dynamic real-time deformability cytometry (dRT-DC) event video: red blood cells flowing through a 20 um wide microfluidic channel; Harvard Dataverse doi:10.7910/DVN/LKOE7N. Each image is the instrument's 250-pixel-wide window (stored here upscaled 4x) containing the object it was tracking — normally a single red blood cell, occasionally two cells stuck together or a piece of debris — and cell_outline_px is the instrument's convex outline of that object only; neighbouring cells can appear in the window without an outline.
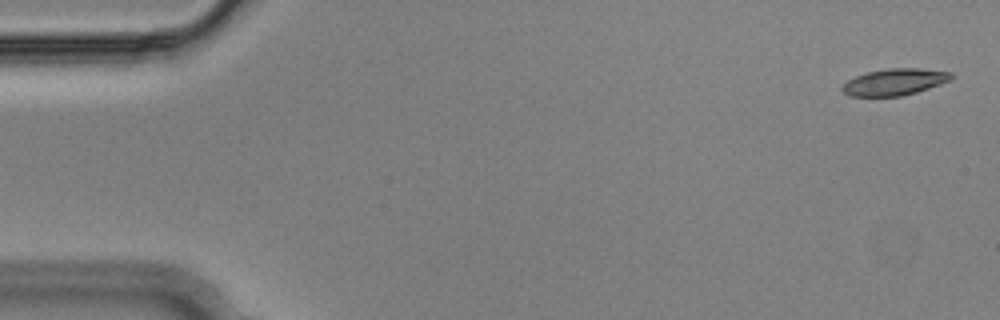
{"species": "Egyptian fruit bat (a non-hibernating species)", "species_latin": "Rousettus aegyptiacus", "temperature_condition": "cold", "stored_images_in_passage": 54, "segment_of_instrument_passage": [1, 2], "camera_frame_rate_fps": 3000, "um_per_image_px": 0.085, "animal": {"sex": "male"}, "frame": {"image": 1, "passage_image": 1, "time_ms": 0.0, "image_size_px": [1000, 320], "cell_outline_px": [[952, 80], [916, 92], [900, 96], [848, 96], [840, 88], [848, 80], [856, 76], [868, 72], [888, 68], [920, 68], [952, 72]], "centroid_in_image_um": [76.05, 6.96], "position_along_channel_um": 9.0, "area_um2": 16.82}}
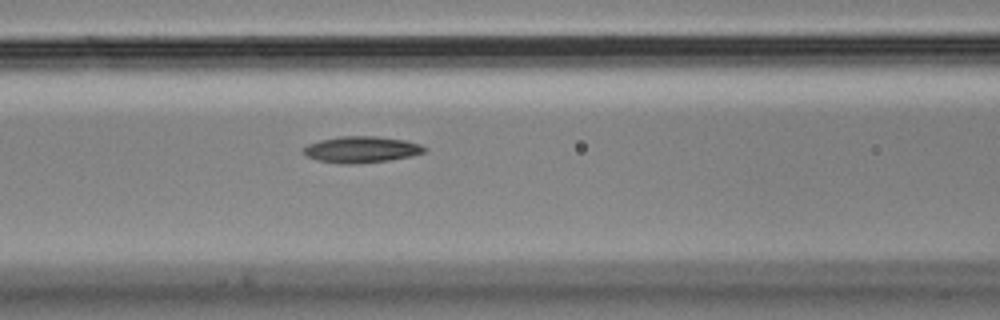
{"frame": {"image": 2, "passage_image": 22, "time_ms": 7.0, "image_size_px": [1000, 320], "cell_outline_px": [[428, 148], [424, 152], [412, 156], [388, 160], [348, 164], [340, 164], [316, 160], [308, 156], [304, 152], [304, 148], [308, 144], [320, 140], [340, 136], [376, 136], [404, 140], [420, 144]], "centroid_in_image_um": [30.73, 12.7], "position_along_channel_um": 135.9, "area_um2": 18.44}}
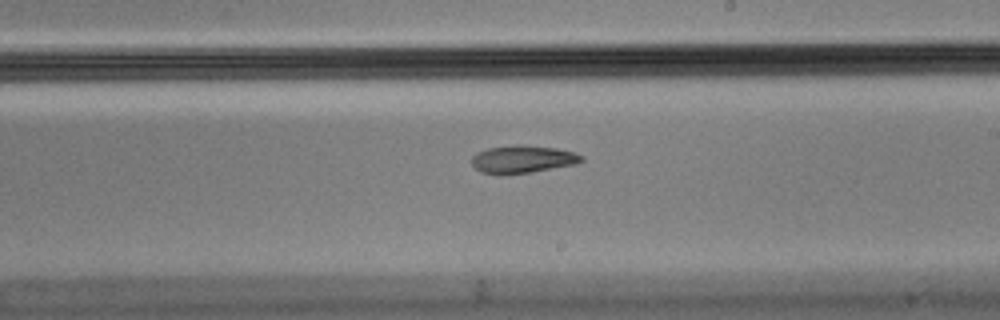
{"frame": {"image": 3, "passage_image": 31, "time_ms": 10.0, "image_size_px": [1000, 320], "cell_outline_px": [[584, 160], [576, 164], [532, 172], [500, 176], [496, 176], [480, 172], [472, 164], [472, 156], [476, 152], [488, 148], [516, 144], [520, 144], [556, 148], [576, 152], [584, 156]], "centroid_in_image_um": [44.41, 13.55], "position_along_channel_um": 244.6, "area_um2": 18.21}}